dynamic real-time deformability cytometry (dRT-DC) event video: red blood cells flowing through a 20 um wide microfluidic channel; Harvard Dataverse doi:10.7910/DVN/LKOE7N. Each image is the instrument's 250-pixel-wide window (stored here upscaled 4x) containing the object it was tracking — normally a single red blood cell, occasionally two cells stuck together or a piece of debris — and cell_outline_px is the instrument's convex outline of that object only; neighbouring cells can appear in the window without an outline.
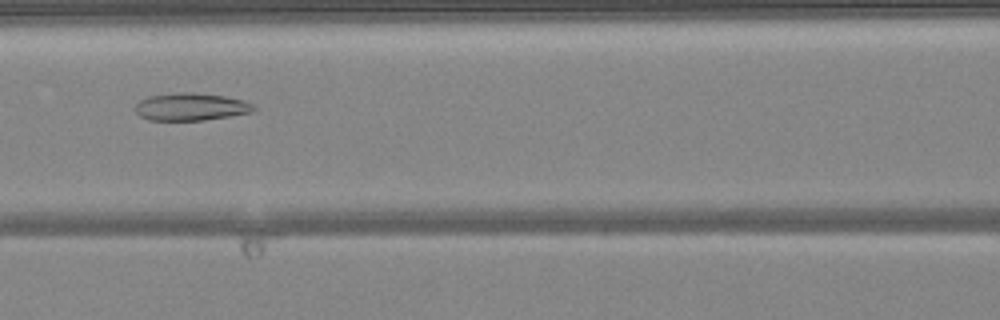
{"species": "common noctule bat (a hibernating species)", "species_latin": "Nyctalus noctula", "temperature_condition": "warm", "stored_images_in_passage": 40, "camera_frame_rate_fps": 3000, "um_per_image_px": 0.085, "animal": {"sex": "female", "body_mass_g": 24.6, "forearm_length_mm": 56.2}, "frame": {"image": 1, "passage_image": 13, "time_ms": 4.0, "image_size_px": [1000, 320], "cell_outline_px": [[256, 108], [252, 112], [204, 120], [148, 120], [140, 116], [136, 112], [136, 104], [140, 100], [148, 96], [176, 92], [184, 92], [224, 96], [244, 100], [252, 104]], "centroid_in_image_um": [16.2, 9.08], "position_along_channel_um": 150.4, "area_um2": 18.84}}
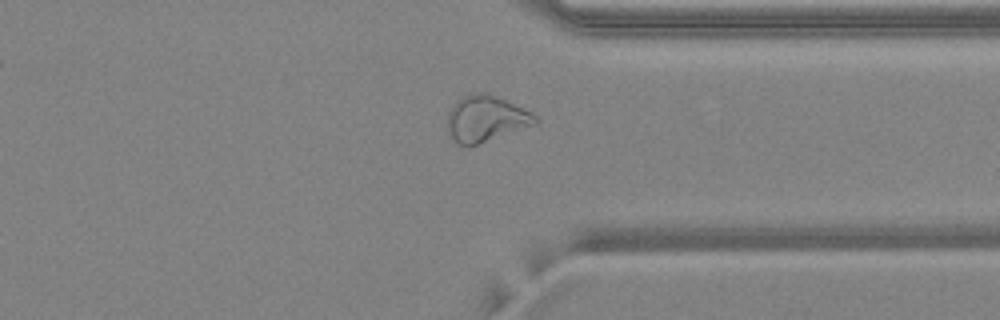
{"frame": {"image": 2, "passage_image": 29, "time_ms": 9.333, "image_size_px": [1000, 320], "cell_outline_px": [[536, 124], [468, 148], [456, 144], [448, 136], [448, 112], [452, 104], [456, 100], [464, 96], [488, 92], [532, 112], [536, 116]], "centroid_in_image_um": [41.25, 10.12], "position_along_channel_um": 370.2, "area_um2": 23.81}}
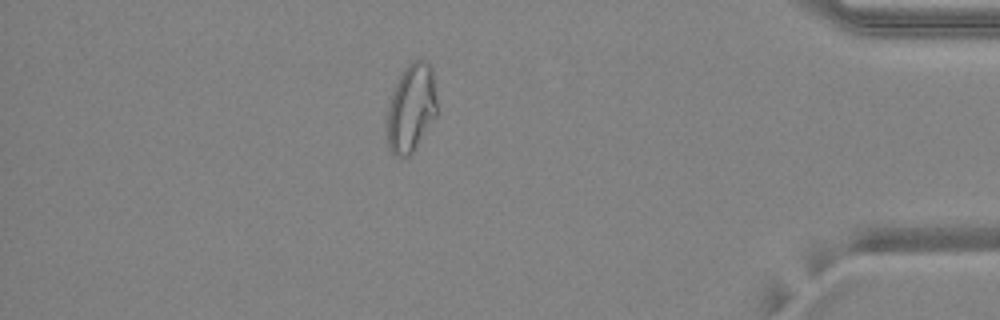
{"frame": {"image": 3, "passage_image": 34, "time_ms": 11.0, "image_size_px": [1000, 320], "cell_outline_px": [[436, 116], [412, 152], [408, 156], [392, 156], [388, 144], [388, 104], [392, 92], [400, 72], [412, 60], [424, 60], [432, 68], [436, 96]], "centroid_in_image_um": [34.94, 9.15], "position_along_channel_um": 400.3, "area_um2": 25.49}, "authors_computed_cell_mechanics": {"area_um2": 23.1489, "velocity_mm_per_s": 4.1591, "shape_relaxation_time_tau1_ms": null, "shape_relaxation_time_tau2_ms": 1.4743, "deformation_change_tau1": null, "deformation_change_tau2": 0.0902}}